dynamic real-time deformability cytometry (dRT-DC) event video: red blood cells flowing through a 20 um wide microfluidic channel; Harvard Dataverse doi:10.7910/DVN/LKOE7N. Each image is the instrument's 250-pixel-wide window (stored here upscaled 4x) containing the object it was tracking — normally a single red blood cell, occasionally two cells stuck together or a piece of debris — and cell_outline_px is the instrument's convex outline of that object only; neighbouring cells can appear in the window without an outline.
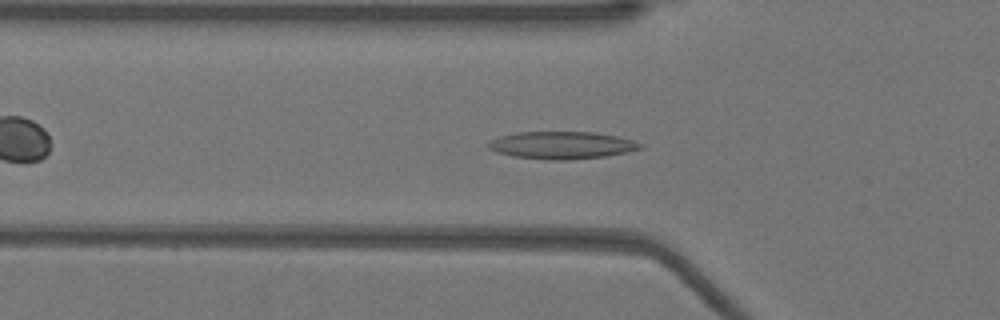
{"species": "Egyptian fruit bat (a non-hibernating species)", "species_latin": "Rousettus aegyptiacus", "temperature_condition": "warm", "stored_images_in_passage": 37, "camera_frame_rate_fps": 3000, "um_per_image_px": 0.085, "animal": {"sex": "female"}, "frame": {"image": 1, "passage_image": 5, "time_ms": 1.333, "image_size_px": [1000, 320], "cell_outline_px": [[644, 148], [628, 152], [604, 156], [568, 160], [544, 160], [512, 156], [496, 152], [488, 148], [488, 144], [492, 140], [500, 136], [516, 132], [596, 132], [616, 136], [632, 140], [644, 144]], "centroid_in_image_um": [47.77, 12.35], "position_along_channel_um": 78.0, "area_um2": 24.39}}
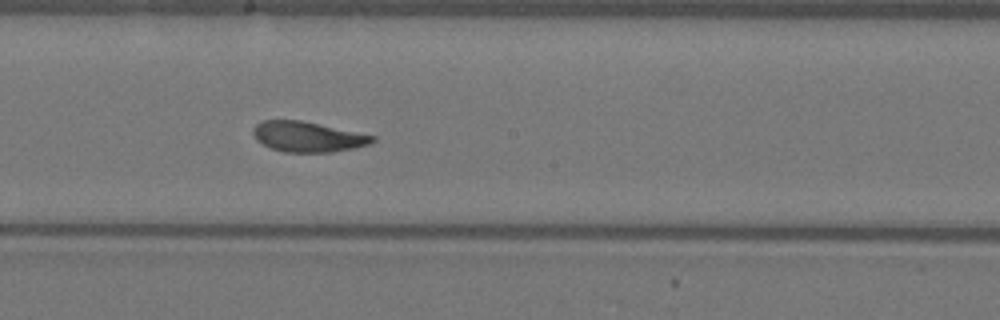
{"frame": {"image": 2, "passage_image": 16, "time_ms": 5.0, "image_size_px": [1000, 320], "cell_outline_px": [[376, 140], [368, 144], [356, 148], [332, 152], [284, 152], [272, 148], [256, 140], [252, 132], [252, 128], [256, 124], [264, 120], [300, 120], [376, 136]], "centroid_in_image_um": [26.15, 11.62], "position_along_channel_um": 222.0, "area_um2": 20.98}}
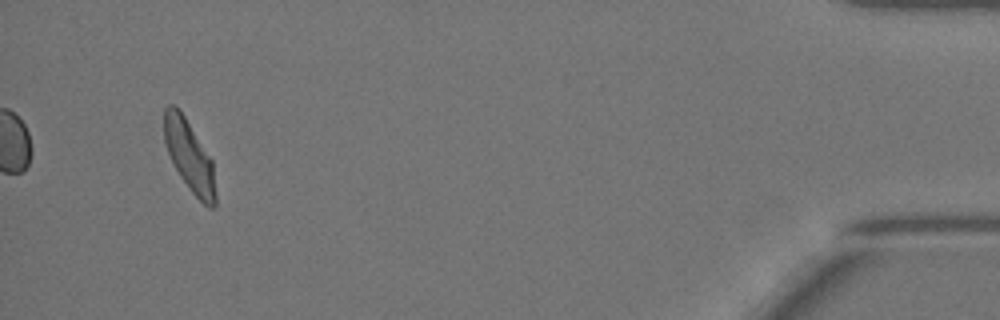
{"frame": {"image": 3, "passage_image": 37, "time_ms": 12.0, "image_size_px": [1000, 320], "cell_outline_px": [[216, 204], [212, 208], [208, 208], [192, 192], [180, 176], [168, 152], [164, 140], [164, 108], [168, 104], [176, 104], [184, 116], [212, 160], [216, 192]], "centroid_in_image_um": [16.09, 13.25], "position_along_channel_um": 419.1, "area_um2": 21.04}, "authors_computed_cell_mechanics": {"area_um2": 21.675, "velocity_mm_per_s": 3.9, "shape_relaxation_time_tau1_ms": 4.2188, "shape_relaxation_time_tau2_ms": 1.089, "deformation_change_tau1": 0.1752, "deformation_change_tau2": 0.0769}}